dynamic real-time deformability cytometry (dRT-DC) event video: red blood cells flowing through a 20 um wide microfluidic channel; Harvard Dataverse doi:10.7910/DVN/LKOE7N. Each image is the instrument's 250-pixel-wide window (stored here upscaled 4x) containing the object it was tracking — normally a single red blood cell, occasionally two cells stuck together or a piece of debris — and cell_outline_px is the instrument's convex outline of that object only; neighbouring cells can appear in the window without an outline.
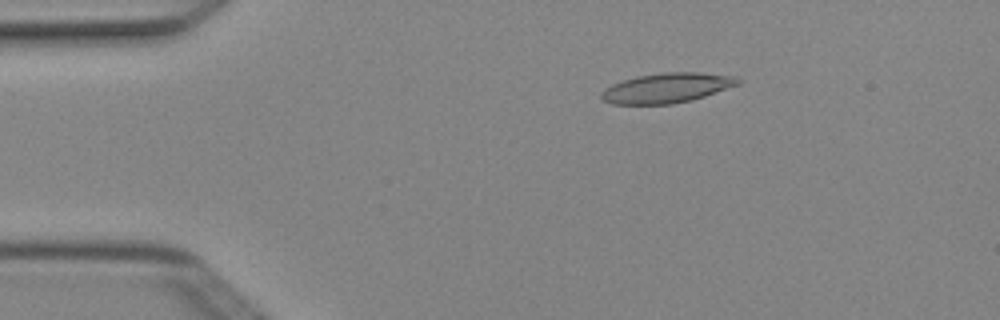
{"species": "Egyptian fruit bat (a non-hibernating species)", "species_latin": "Rousettus aegyptiacus", "temperature_condition": "cold", "stored_images_in_passage": 4, "camera_frame_rate_fps": 3000, "um_per_image_px": 0.085, "animal": {"sex": "female"}, "frame": {"image": 1, "passage_image": 2, "time_ms": 0.333, "image_size_px": [1000, 320], "cell_outline_px": [[740, 84], [692, 100], [672, 104], [612, 104], [604, 100], [600, 96], [600, 92], [604, 88], [612, 84], [636, 76], [664, 72], [700, 72], [732, 76], [740, 80]], "centroid_in_image_um": [56.65, 7.47], "position_along_channel_um": 28.3, "area_um2": 23.7}}